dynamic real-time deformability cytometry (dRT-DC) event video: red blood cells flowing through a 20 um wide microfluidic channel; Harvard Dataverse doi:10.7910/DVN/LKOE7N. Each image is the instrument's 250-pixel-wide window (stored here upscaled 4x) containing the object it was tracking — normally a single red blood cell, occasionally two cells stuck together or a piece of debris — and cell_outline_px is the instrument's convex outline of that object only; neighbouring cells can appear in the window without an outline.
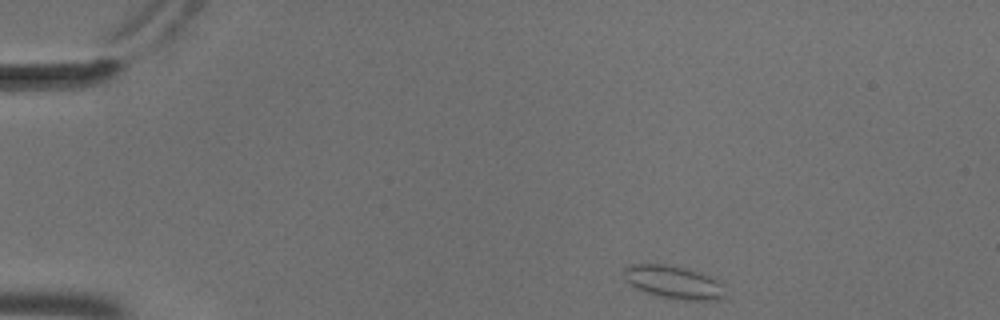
{"species": "common noctule bat (a hibernating species)", "species_latin": "Nyctalus noctula", "temperature_condition": "cold", "stored_images_in_passage": 47, "camera_frame_rate_fps": 3000, "um_per_image_px": 0.085, "animal": {"sex": "male", "body_mass_g": 18.8}, "frame": {"image": 1, "passage_image": 1, "time_ms": 0.0, "image_size_px": [1000, 320], "cell_outline_px": [[728, 296], [720, 300], [684, 300], [660, 296], [636, 288], [624, 276], [624, 268], [632, 264], [664, 264], [684, 268], [696, 272], [716, 280], [720, 284]], "centroid_in_image_um": [57.28, 24.0], "position_along_channel_um": 27.7, "area_um2": 18.96}}
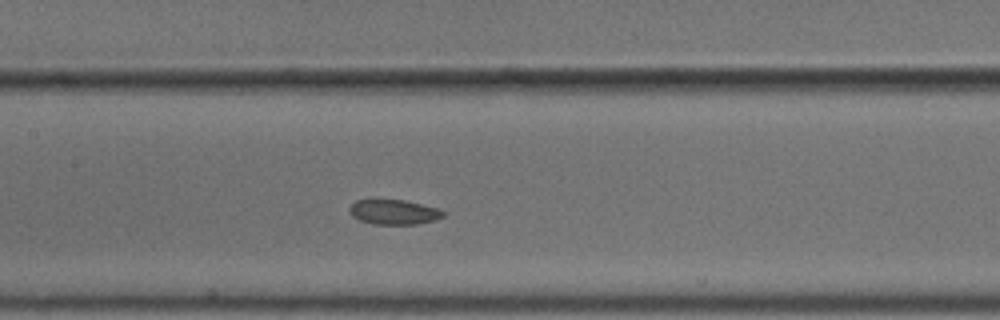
{"frame": {"image": 2, "passage_image": 19, "time_ms": 6.0, "image_size_px": [1000, 320], "cell_outline_px": [[444, 216], [436, 220], [416, 224], [376, 224], [360, 220], [352, 216], [348, 212], [348, 208], [356, 200], [404, 200], [436, 208], [444, 212]], "centroid_in_image_um": [33.45, 18.03], "position_along_channel_um": 173.9, "area_um2": 13.41}}
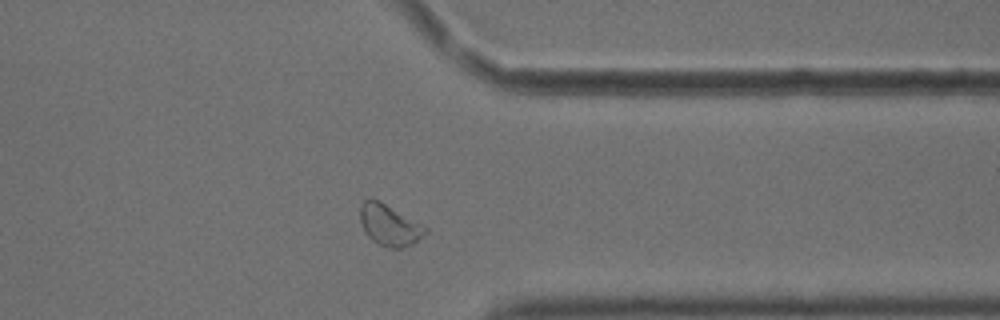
{"frame": {"image": 3, "passage_image": 36, "time_ms": 11.667, "image_size_px": [1000, 320], "cell_outline_px": [[428, 232], [424, 236], [412, 244], [400, 248], [388, 248], [376, 244], [364, 232], [360, 220], [360, 204], [364, 200], [380, 200], [428, 228]], "centroid_in_image_um": [33.09, 19.15], "position_along_channel_um": 378.3, "area_um2": 15.72}, "authors_computed_cell_mechanics": {"area_um2": 15.5482, "velocity_mm_per_s": 3.6579, "shape_relaxation_time_tau1_ms": null, "shape_relaxation_time_tau2_ms": 2.5572, "deformation_change_tau1": null, "deformation_change_tau2": 0.0732}}